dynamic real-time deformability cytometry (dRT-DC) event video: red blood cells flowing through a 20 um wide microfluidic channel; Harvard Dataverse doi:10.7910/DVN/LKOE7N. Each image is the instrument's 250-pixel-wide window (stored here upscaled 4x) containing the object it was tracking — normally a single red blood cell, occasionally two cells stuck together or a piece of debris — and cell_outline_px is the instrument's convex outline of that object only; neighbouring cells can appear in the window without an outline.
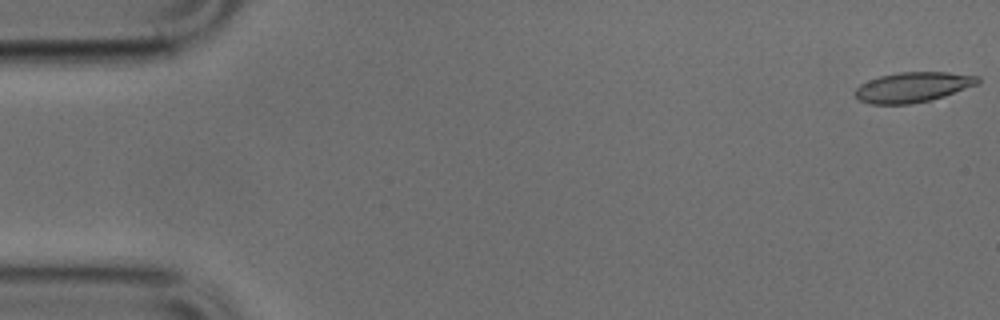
{"species": "common noctule bat (a hibernating species)", "species_latin": "Nyctalus noctula", "temperature_condition": "cold", "stored_images_in_passage": 29, "camera_frame_rate_fps": 3000, "um_per_image_px": 0.085, "animal": {"sex": "male", "body_mass_g": 17.9, "forearm_length_mm": 54.2}, "frame": {"image": 1, "passage_image": 1, "time_ms": 0.0, "image_size_px": [1000, 320], "cell_outline_px": [[980, 84], [944, 96], [928, 100], [908, 104], [872, 104], [860, 100], [856, 96], [856, 88], [860, 84], [868, 80], [880, 76], [900, 72], [948, 72], [980, 76]], "centroid_in_image_um": [77.64, 7.39], "position_along_channel_um": 7.4, "area_um2": 21.44}}
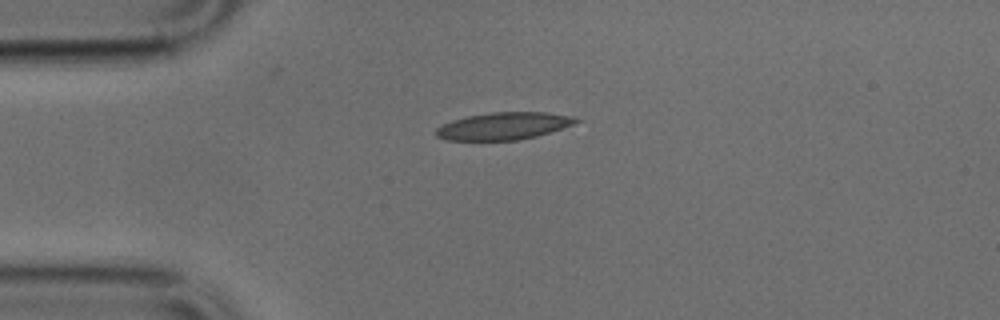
{"frame": {"image": 2, "passage_image": 12, "time_ms": 3.667, "image_size_px": [1000, 320], "cell_outline_px": [[580, 120], [572, 124], [536, 136], [516, 140], [448, 140], [436, 136], [436, 128], [452, 120], [468, 116], [492, 112], [544, 112], [576, 116]], "centroid_in_image_um": [42.8, 10.7], "position_along_channel_um": 42.2, "area_um2": 21.96}}
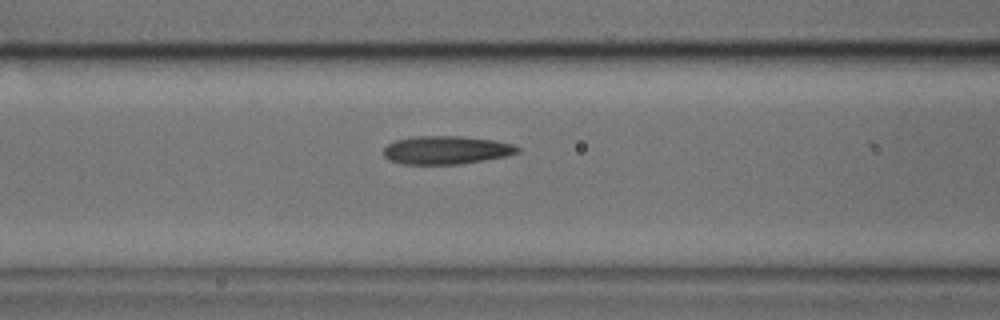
{"frame": {"image": 3, "passage_image": 20, "time_ms": 6.333, "image_size_px": [1000, 320], "cell_outline_px": [[520, 152], [508, 156], [460, 164], [404, 164], [388, 160], [384, 156], [384, 148], [388, 144], [396, 140], [416, 136], [460, 136], [496, 140], [512, 144], [520, 148]], "centroid_in_image_um": [37.96, 12.75], "position_along_channel_um": 128.6, "area_um2": 22.14}}